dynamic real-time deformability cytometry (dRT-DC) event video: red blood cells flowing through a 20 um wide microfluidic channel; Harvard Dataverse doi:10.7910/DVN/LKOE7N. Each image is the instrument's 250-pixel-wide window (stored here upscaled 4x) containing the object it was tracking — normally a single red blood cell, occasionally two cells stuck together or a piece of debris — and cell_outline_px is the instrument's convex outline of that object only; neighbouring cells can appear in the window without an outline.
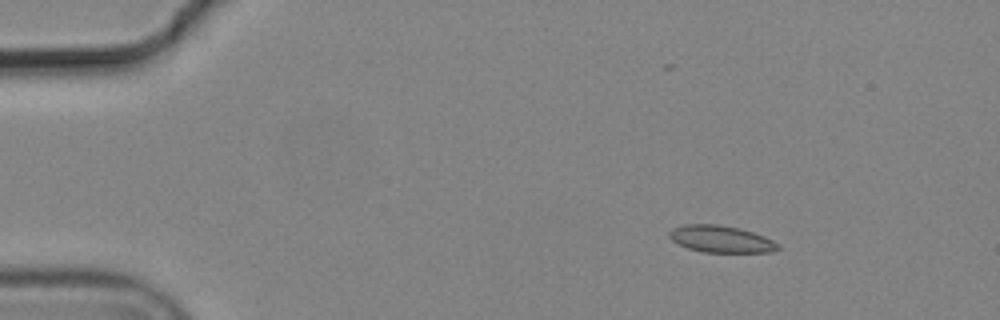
{"species": "common noctule bat (a hibernating species)", "species_latin": "Nyctalus noctula", "temperature_condition": "cold", "stored_images_in_passage": 3, "camera_frame_rate_fps": 3000, "um_per_image_px": 0.085, "animal": {"sex": "male", "body_mass_g": 19.2, "forearm_length_mm": 51.8}, "frame": {"image": 1, "passage_image": 1, "time_ms": 0.0, "image_size_px": [1000, 320], "cell_outline_px": [[780, 248], [772, 252], [704, 252], [688, 248], [672, 240], [668, 236], [668, 232], [672, 228], [684, 224], [716, 224], [740, 228], [764, 236], [780, 244]], "centroid_in_image_um": [61.28, 20.31], "position_along_channel_um": 23.7, "area_um2": 17.05}}